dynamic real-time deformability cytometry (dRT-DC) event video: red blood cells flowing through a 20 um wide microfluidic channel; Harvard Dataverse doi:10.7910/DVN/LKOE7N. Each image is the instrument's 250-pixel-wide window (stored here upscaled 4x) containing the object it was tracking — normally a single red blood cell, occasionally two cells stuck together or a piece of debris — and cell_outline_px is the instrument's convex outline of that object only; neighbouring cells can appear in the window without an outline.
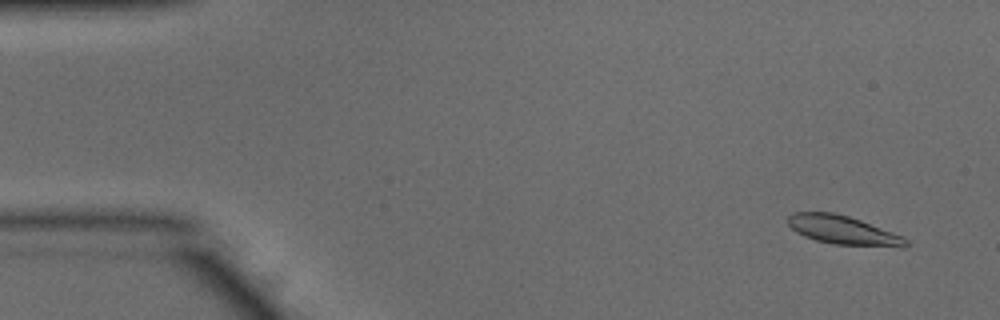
{"species": "common noctule bat (a hibernating species)", "species_latin": "Nyctalus noctula", "temperature_condition": "warm", "stored_images_in_passage": 11, "camera_frame_rate_fps": 3000, "um_per_image_px": 0.085, "animal": {"sex": "male", "body_mass_g": 15.6}, "frame": {"image": 1, "passage_image": 4, "time_ms": 1.0, "image_size_px": [1000, 320], "cell_outline_px": [[908, 244], [904, 248], [900, 248], [832, 244], [816, 240], [804, 236], [796, 232], [788, 224], [788, 216], [792, 212], [832, 212], [848, 216], [860, 220], [904, 236], [908, 240]], "centroid_in_image_um": [71.7, 19.58], "position_along_channel_um": 13.3, "area_um2": 20.0}}